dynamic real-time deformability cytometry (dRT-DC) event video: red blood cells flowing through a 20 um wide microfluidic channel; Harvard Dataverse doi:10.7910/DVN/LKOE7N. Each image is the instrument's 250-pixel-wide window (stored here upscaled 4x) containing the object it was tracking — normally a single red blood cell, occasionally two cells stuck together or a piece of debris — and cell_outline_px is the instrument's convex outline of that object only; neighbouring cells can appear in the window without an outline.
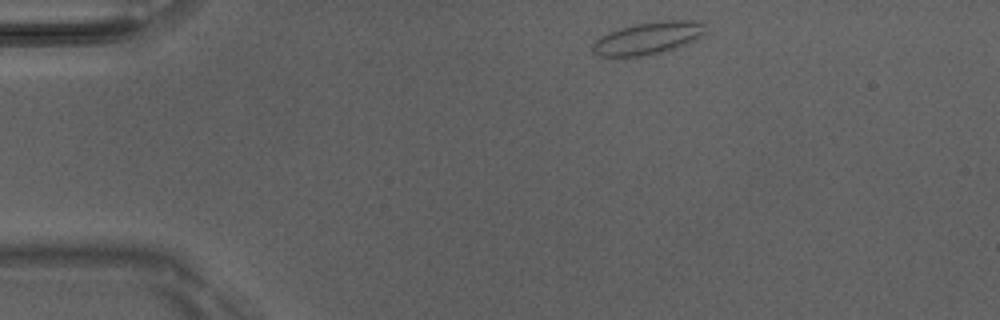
{"species": "Egyptian fruit bat (a non-hibernating species)", "species_latin": "Rousettus aegyptiacus", "temperature_condition": "room temperature", "stored_images_in_passage": 4, "camera_frame_rate_fps": 3000, "um_per_image_px": 0.085, "animal": {"sex": "male"}, "frame": {"image": 1, "passage_image": 1, "time_ms": 0.0, "image_size_px": [1000, 320], "cell_outline_px": [[704, 32], [700, 36], [676, 48], [660, 52], [640, 56], [600, 56], [592, 52], [592, 44], [600, 36], [608, 32], [620, 28], [636, 24], [664, 20], [700, 20], [704, 24]], "centroid_in_image_um": [55.05, 3.23], "position_along_channel_um": 29.9, "area_um2": 20.98}}